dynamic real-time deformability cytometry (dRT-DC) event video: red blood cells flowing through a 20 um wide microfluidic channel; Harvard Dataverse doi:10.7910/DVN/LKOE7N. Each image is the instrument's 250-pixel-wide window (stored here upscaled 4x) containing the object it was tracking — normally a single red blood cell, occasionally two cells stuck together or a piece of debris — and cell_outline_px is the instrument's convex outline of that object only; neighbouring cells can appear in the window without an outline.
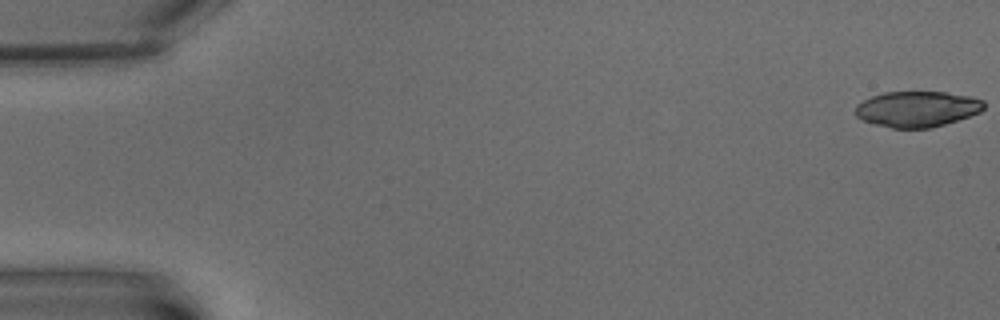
{"species": "common noctule bat (a hibernating species)", "species_latin": "Nyctalus noctula", "temperature_condition": "warm", "stored_images_in_passage": 8, "camera_frame_rate_fps": 3000, "um_per_image_px": 0.085, "animal": {"sex": "male", "body_mass_g": 15.6}, "frame": {"image": 1, "passage_image": 1, "time_ms": 0.0, "image_size_px": [1000, 320], "cell_outline_px": [[984, 108], [980, 112], [932, 128], [892, 128], [876, 124], [864, 120], [856, 116], [856, 104], [872, 96], [884, 92], [948, 92], [968, 96], [984, 100]], "centroid_in_image_um": [77.96, 9.26], "position_along_channel_um": 7.0, "area_um2": 26.59}}
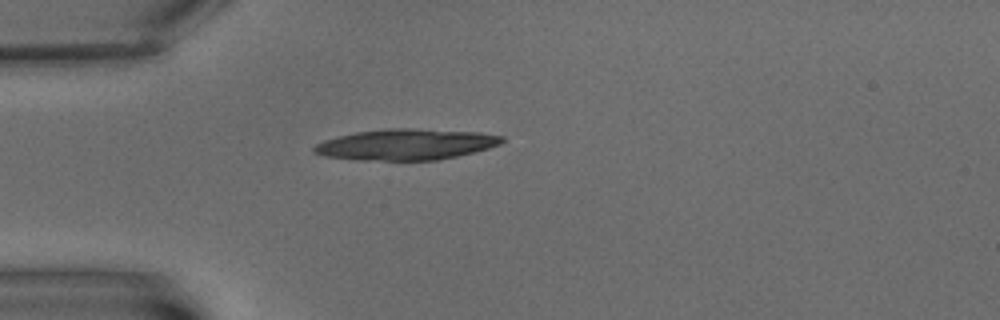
{"frame": {"image": 2, "passage_image": 6, "time_ms": 6.0, "image_size_px": [1000, 320], "cell_outline_px": [[504, 140], [500, 144], [488, 148], [456, 156], [436, 160], [360, 160], [324, 156], [312, 152], [312, 148], [316, 144], [324, 140], [336, 136], [356, 132], [388, 128], [408, 128], [480, 132], [504, 136]], "centroid_in_image_um": [34.48, 12.27], "position_along_channel_um": 50.5, "area_um2": 33.87}}